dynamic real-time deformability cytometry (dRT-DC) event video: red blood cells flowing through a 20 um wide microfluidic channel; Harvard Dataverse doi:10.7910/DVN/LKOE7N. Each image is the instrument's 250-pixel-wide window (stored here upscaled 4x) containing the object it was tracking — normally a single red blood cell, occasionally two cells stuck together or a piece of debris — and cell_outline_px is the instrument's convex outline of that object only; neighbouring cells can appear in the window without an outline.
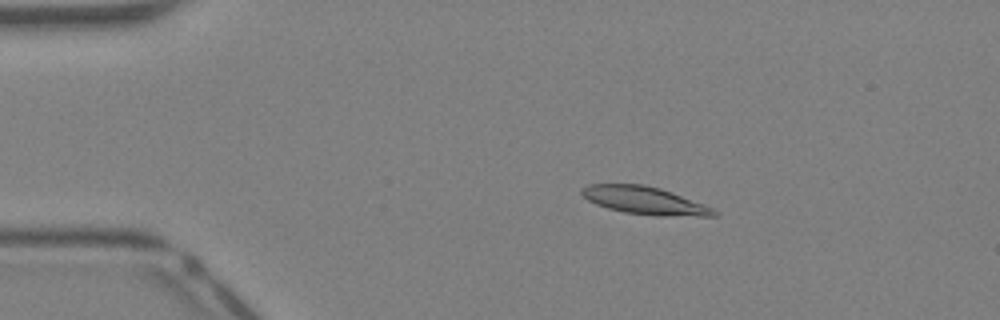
{"species": "Egyptian fruit bat (a non-hibernating species)", "species_latin": "Rousettus aegyptiacus", "temperature_condition": "warm", "stored_images_in_passage": 40, "camera_frame_rate_fps": 3000, "um_per_image_px": 0.085, "animal": {"sex": "female"}, "frame": {"image": 1, "passage_image": 7, "time_ms": 2.0, "image_size_px": [1000, 320], "cell_outline_px": [[720, 212], [716, 216], [660, 216], [624, 212], [608, 208], [596, 204], [588, 200], [580, 192], [580, 188], [588, 184], [644, 184], [660, 188], [704, 204]], "centroid_in_image_um": [54.8, 17.04], "position_along_channel_um": 30.2, "area_um2": 21.33}}
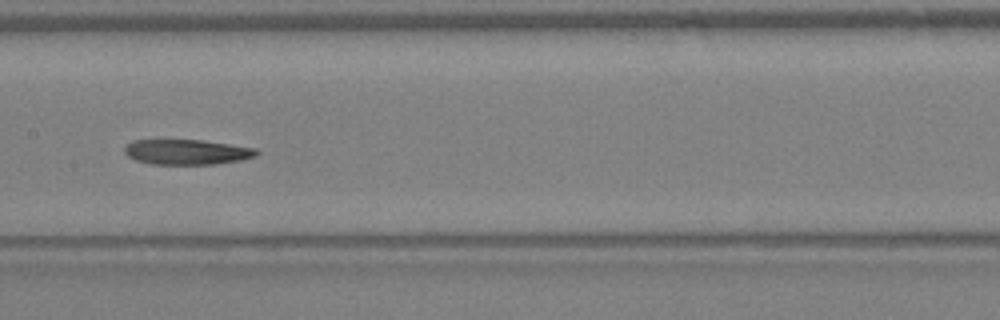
{"frame": {"image": 2, "passage_image": 20, "time_ms": 6.333, "image_size_px": [1000, 320], "cell_outline_px": [[260, 152], [256, 156], [240, 160], [216, 164], [152, 164], [136, 160], [128, 156], [124, 152], [124, 148], [132, 140], [204, 140], [256, 148]], "centroid_in_image_um": [15.9, 12.91], "position_along_channel_um": 191.5, "area_um2": 19.36}}
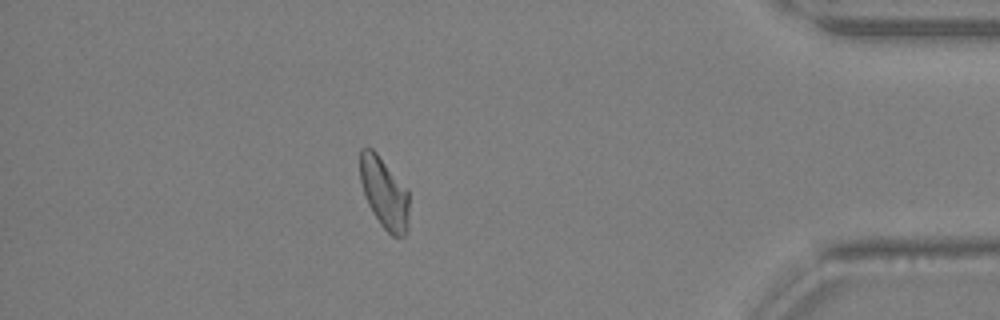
{"frame": {"image": 3, "passage_image": 35, "time_ms": 11.333, "image_size_px": [1000, 320], "cell_outline_px": [[408, 228], [404, 236], [392, 236], [380, 224], [372, 212], [368, 204], [360, 180], [360, 148], [368, 144], [376, 152], [408, 188]], "centroid_in_image_um": [32.66, 16.36], "position_along_channel_um": 402.5, "area_um2": 20.52}}